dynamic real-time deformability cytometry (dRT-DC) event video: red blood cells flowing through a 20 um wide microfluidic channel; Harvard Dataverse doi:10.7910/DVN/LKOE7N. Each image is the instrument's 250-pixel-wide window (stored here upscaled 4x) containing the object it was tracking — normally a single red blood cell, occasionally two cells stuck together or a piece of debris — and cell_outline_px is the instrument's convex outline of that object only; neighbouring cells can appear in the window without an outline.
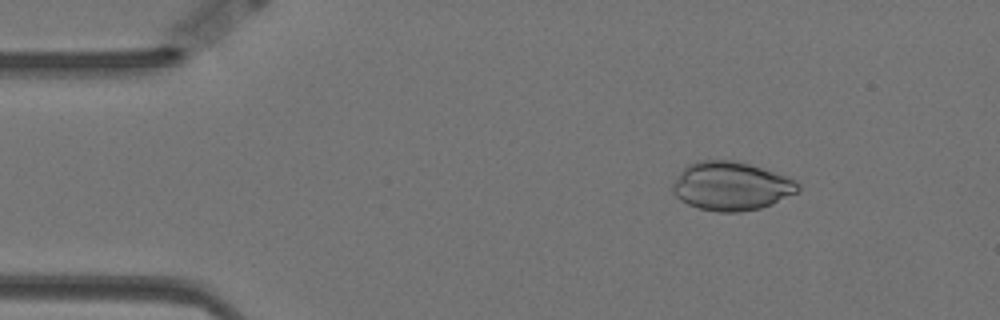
{"species": "Egyptian fruit bat (a non-hibernating species)", "species_latin": "Rousettus aegyptiacus", "temperature_condition": "warm", "stored_images_in_passage": 54, "camera_frame_rate_fps": 3000, "um_per_image_px": 0.085, "animal": {"sex": "female"}, "frame": {"image": 1, "passage_image": 5, "time_ms": 1.333, "image_size_px": [1000, 320], "cell_outline_px": [[800, 192], [772, 204], [760, 208], [740, 212], [716, 212], [700, 208], [688, 204], [680, 200], [672, 192], [672, 184], [680, 172], [688, 164], [696, 160], [732, 160], [748, 164], [788, 176], [800, 184]], "centroid_in_image_um": [62.16, 15.82], "position_along_channel_um": 22.8, "area_um2": 35.72}}
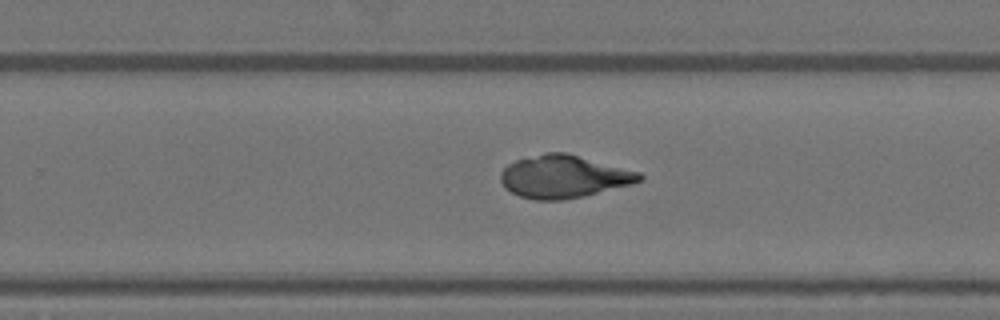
{"frame": {"image": 2, "passage_image": 33, "time_ms": 10.667, "image_size_px": [1000, 320], "cell_outline_px": [[644, 180], [632, 184], [584, 196], [564, 200], [532, 200], [520, 196], [504, 188], [500, 180], [500, 172], [508, 164], [516, 160], [544, 152], [564, 152], [640, 172], [644, 176]], "centroid_in_image_um": [47.9, 15.02], "position_along_channel_um": 281.9, "area_um2": 34.62}}
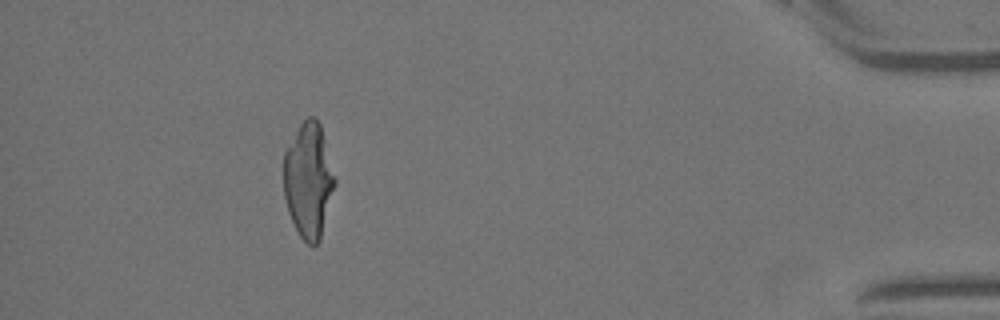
{"frame": {"image": 3, "passage_image": 49, "time_ms": 16.0, "image_size_px": [1000, 320], "cell_outline_px": [[336, 184], [320, 240], [312, 248], [300, 236], [288, 212], [284, 196], [284, 152], [300, 124], [308, 116], [316, 116], [320, 124], [336, 180]], "centroid_in_image_um": [26.23, 15.33], "position_along_channel_um": 409.0, "area_um2": 34.28}}